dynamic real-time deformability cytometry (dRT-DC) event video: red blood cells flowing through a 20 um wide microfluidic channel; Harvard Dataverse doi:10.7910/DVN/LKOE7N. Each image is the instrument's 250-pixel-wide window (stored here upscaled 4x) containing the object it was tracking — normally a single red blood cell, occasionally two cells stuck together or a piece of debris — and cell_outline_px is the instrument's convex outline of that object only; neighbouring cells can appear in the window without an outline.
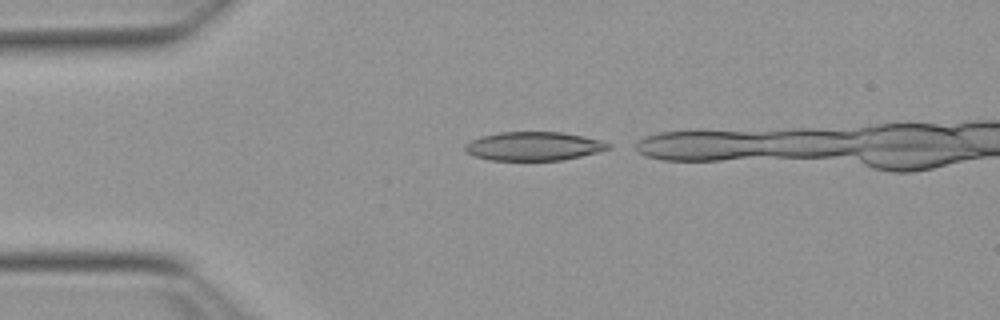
{"species": "Egyptian fruit bat (a non-hibernating species)", "species_latin": "Rousettus aegyptiacus", "temperature_condition": "warm", "stored_images_in_passage": 32, "camera_frame_rate_fps": 3000, "um_per_image_px": 0.085, "animal": {"sex": "female"}, "frame": {"image": 1, "passage_image": 1, "time_ms": 0.0, "image_size_px": [1000, 320], "cell_outline_px": [[612, 148], [580, 156], [560, 160], [488, 160], [476, 156], [468, 152], [464, 148], [464, 144], [480, 136], [500, 132], [564, 132], [584, 136], [600, 140], [612, 144]], "centroid_in_image_um": [45.37, 12.42], "position_along_channel_um": 39.6, "area_um2": 23.93}}
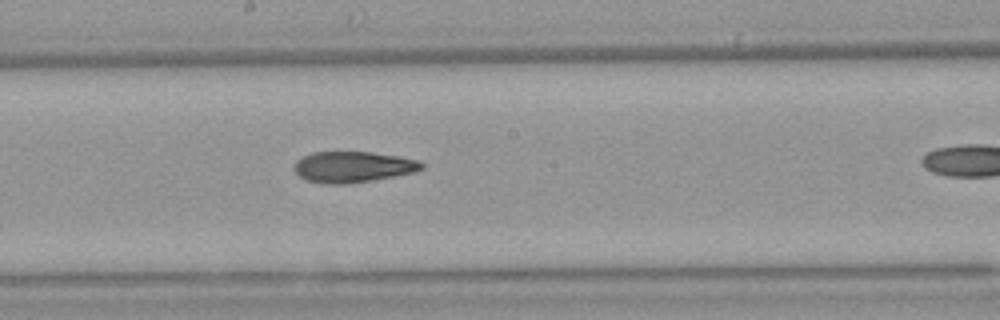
{"frame": {"image": 2, "passage_image": 17, "time_ms": 5.333, "image_size_px": [1000, 320], "cell_outline_px": [[424, 168], [416, 172], [372, 180], [344, 184], [324, 184], [304, 180], [296, 172], [296, 160], [312, 152], [372, 152], [420, 160], [424, 164]], "centroid_in_image_um": [30.03, 14.19], "position_along_channel_um": 218.2, "area_um2": 22.95}}
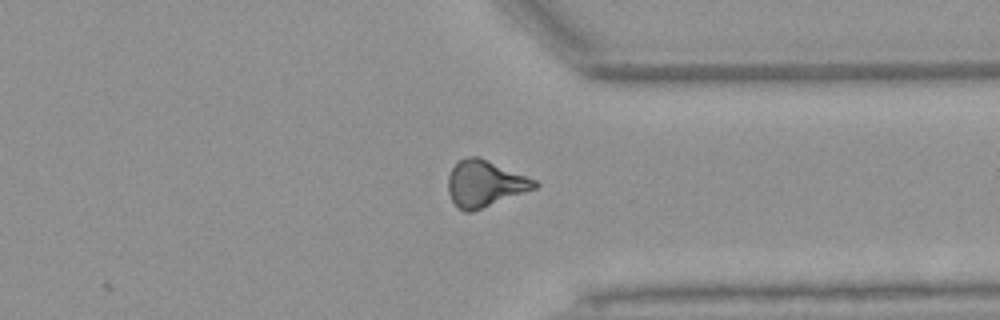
{"frame": {"image": 3, "passage_image": 29, "time_ms": 9.333, "image_size_px": [1000, 320], "cell_outline_px": [[540, 184], [536, 188], [472, 212], [464, 212], [452, 200], [448, 192], [448, 176], [456, 160], [468, 156], [476, 156], [536, 180]], "centroid_in_image_um": [41.18, 15.61], "position_along_channel_um": 370.2, "area_um2": 23.12}, "authors_computed_cell_mechanics": {"area_um2": 23.0911, "velocity_mm_per_s": 3.8523, "shape_relaxation_time_tau1_ms": null, "shape_relaxation_time_tau2_ms": 5.9726, "deformation_change_tau1": null, "deformation_change_tau2": 0.1678}}